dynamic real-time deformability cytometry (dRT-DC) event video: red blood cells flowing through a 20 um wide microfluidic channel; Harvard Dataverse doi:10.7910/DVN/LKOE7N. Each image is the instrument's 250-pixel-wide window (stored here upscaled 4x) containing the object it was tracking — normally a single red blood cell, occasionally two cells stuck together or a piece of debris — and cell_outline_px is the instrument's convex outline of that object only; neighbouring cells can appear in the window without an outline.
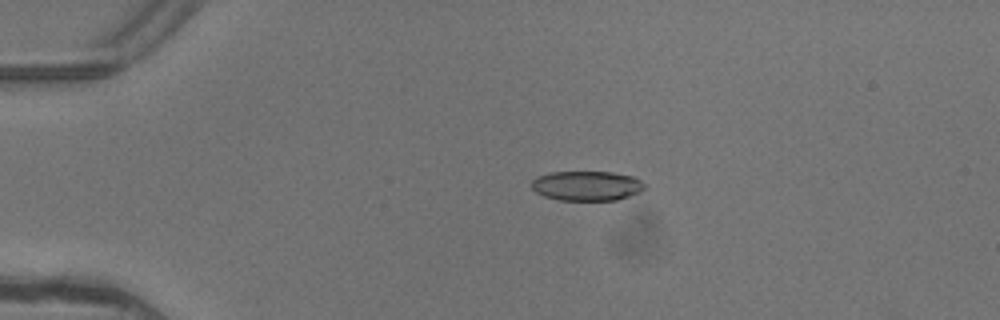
{"species": "common noctule bat (a hibernating species)", "species_latin": "Nyctalus noctula", "temperature_condition": "warm", "stored_images_in_passage": 5, "camera_frame_rate_fps": 3000, "um_per_image_px": 0.085, "animal": {"sex": "female"}, "frame": {"image": 1, "passage_image": 3, "time_ms": 0.667, "image_size_px": [1000, 320], "cell_outline_px": [[648, 188], [640, 192], [616, 200], [560, 200], [544, 196], [536, 192], [532, 188], [532, 180], [536, 176], [552, 172], [612, 172], [632, 176], [640, 180]], "centroid_in_image_um": [49.89, 15.79], "position_along_channel_um": 35.1, "area_um2": 19.59}}
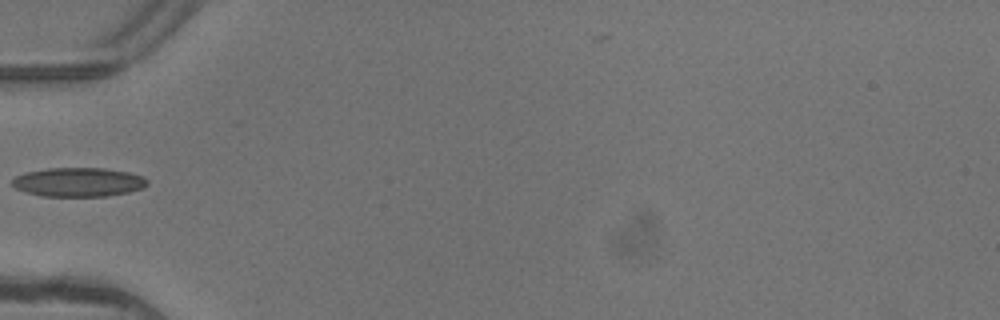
{"frame": {"image": 2, "passage_image": 5, "time_ms": 1.333, "image_size_px": [1000, 320], "cell_outline_px": [[148, 184], [140, 188], [128, 192], [104, 196], [44, 196], [28, 192], [16, 188], [12, 184], [12, 180], [16, 176], [28, 172], [48, 168], [104, 168], [128, 172], [144, 176], [148, 180]], "centroid_in_image_um": [6.69, 15.47], "position_along_channel_um": 78.3, "area_um2": 22.6}}